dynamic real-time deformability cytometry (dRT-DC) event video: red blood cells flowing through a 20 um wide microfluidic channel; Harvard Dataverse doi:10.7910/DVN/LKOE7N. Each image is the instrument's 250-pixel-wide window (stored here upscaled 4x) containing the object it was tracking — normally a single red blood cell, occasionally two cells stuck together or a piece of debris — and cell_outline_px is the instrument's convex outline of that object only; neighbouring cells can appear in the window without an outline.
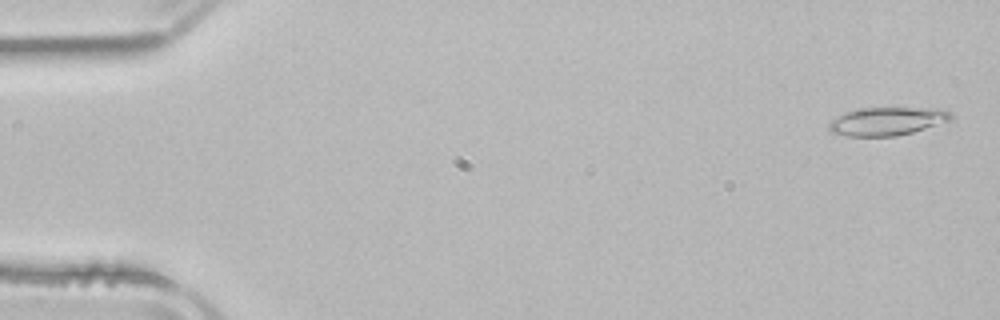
{"species": "common noctule bat (a hibernating species)", "species_latin": "Nyctalus noctula", "temperature_condition": "room temperature", "stored_images_in_passage": 52, "camera_frame_rate_fps": 3000, "um_per_image_px": 0.085, "animal": {"sex": "male", "body_mass_g": 21.5, "forearm_length_mm": 52.0}, "frame": {"image": 1, "passage_image": 2, "time_ms": 0.333, "image_size_px": [1000, 320], "cell_outline_px": [[952, 116], [948, 120], [912, 132], [896, 136], [848, 136], [832, 132], [828, 128], [828, 124], [832, 120], [848, 112], [868, 108], [940, 108], [948, 112]], "centroid_in_image_um": [75.38, 10.31], "position_along_channel_um": 9.6, "area_um2": 19.42}}
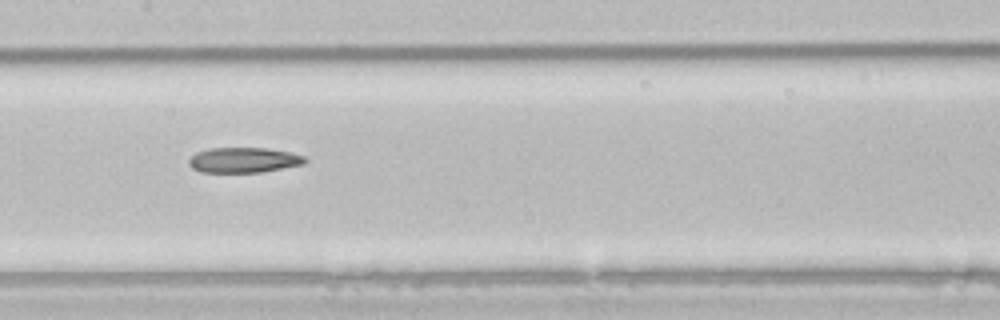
{"frame": {"image": 2, "passage_image": 26, "time_ms": 8.333, "image_size_px": [1000, 320], "cell_outline_px": [[308, 160], [304, 164], [264, 172], [200, 172], [192, 168], [188, 164], [188, 160], [196, 152], [208, 148], [268, 148], [292, 152], [304, 156]], "centroid_in_image_um": [20.73, 13.6], "position_along_channel_um": 186.7, "area_um2": 17.28}}
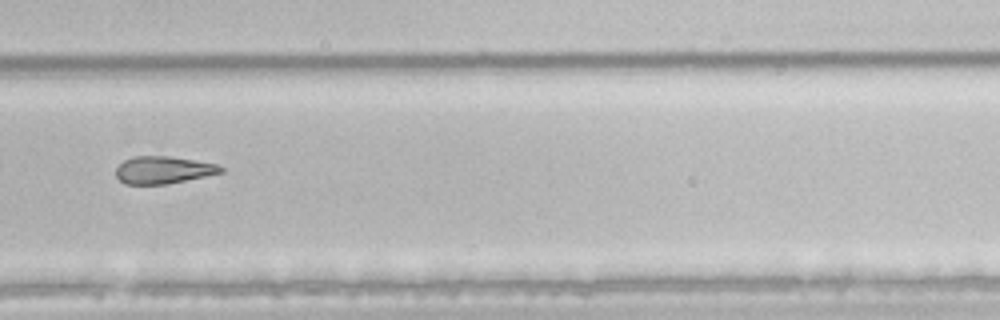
{"frame": {"image": 3, "passage_image": 36, "time_ms": 11.667, "image_size_px": [1000, 320], "cell_outline_px": [[224, 172], [168, 184], [124, 184], [116, 176], [116, 168], [124, 160], [132, 156], [168, 156], [216, 164], [224, 168]], "centroid_in_image_um": [13.86, 14.45], "position_along_channel_um": 315.9, "area_um2": 16.65}}